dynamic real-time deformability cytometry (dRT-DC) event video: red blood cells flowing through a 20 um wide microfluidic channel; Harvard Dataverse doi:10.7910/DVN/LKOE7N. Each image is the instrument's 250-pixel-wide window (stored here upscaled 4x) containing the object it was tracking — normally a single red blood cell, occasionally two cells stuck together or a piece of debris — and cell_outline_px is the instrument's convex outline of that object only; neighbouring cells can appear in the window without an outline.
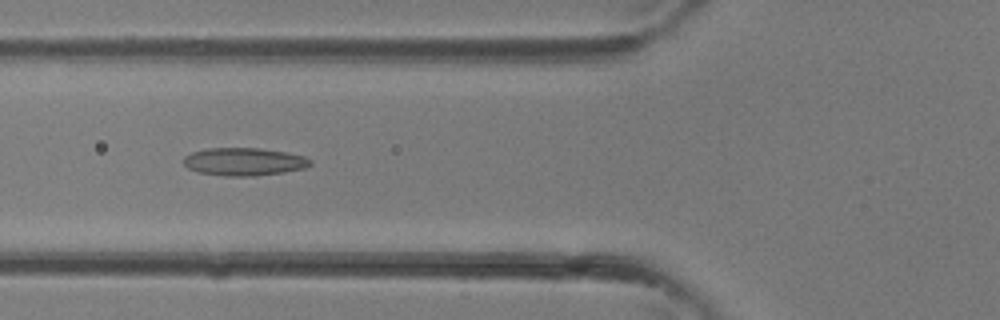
{"species": "common noctule bat (a hibernating species)", "species_latin": "Nyctalus noctula", "temperature_condition": "room temperature", "stored_images_in_passage": 36, "camera_frame_rate_fps": 3000, "um_per_image_px": 0.085, "animal": {"sex": "female"}, "frame": {"image": 1, "passage_image": 14, "time_ms": 4.333, "image_size_px": [1000, 320], "cell_outline_px": [[312, 164], [304, 168], [284, 172], [256, 176], [224, 176], [196, 172], [188, 168], [184, 164], [184, 156], [192, 152], [208, 148], [260, 148], [284, 152], [304, 156], [312, 160]], "centroid_in_image_um": [20.73, 13.75], "position_along_channel_um": 105.1, "area_um2": 20.63}}
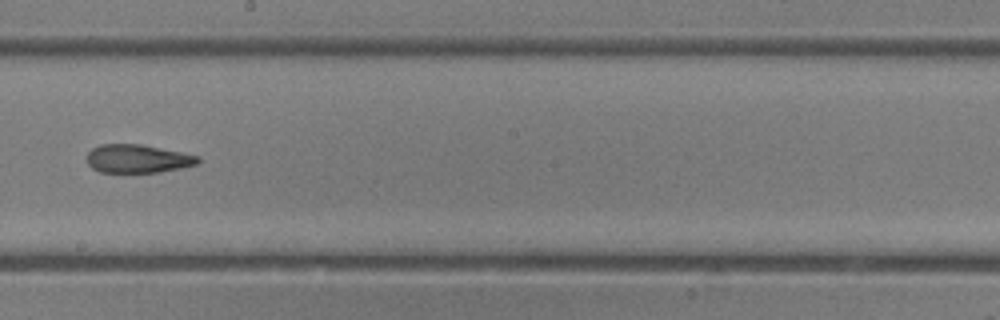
{"frame": {"image": 2, "passage_image": 21, "time_ms": 6.667, "image_size_px": [1000, 320], "cell_outline_px": [[200, 160], [196, 164], [180, 168], [160, 172], [100, 172], [92, 168], [88, 164], [88, 152], [92, 148], [100, 144], [140, 144], [200, 156]], "centroid_in_image_um": [11.69, 13.49], "position_along_channel_um": 236.5, "area_um2": 18.21}}
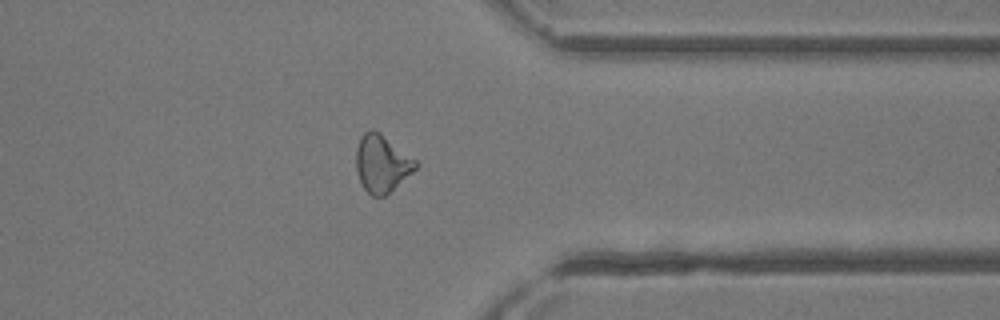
{"frame": {"image": 3, "passage_image": 29, "time_ms": 9.333, "image_size_px": [1000, 320], "cell_outline_px": [[420, 164], [412, 172], [384, 196], [372, 196], [364, 188], [356, 172], [356, 148], [360, 136], [364, 132], [372, 128], [380, 132], [416, 160]], "centroid_in_image_um": [32.43, 13.87], "position_along_channel_um": 379.0, "area_um2": 19.77}}